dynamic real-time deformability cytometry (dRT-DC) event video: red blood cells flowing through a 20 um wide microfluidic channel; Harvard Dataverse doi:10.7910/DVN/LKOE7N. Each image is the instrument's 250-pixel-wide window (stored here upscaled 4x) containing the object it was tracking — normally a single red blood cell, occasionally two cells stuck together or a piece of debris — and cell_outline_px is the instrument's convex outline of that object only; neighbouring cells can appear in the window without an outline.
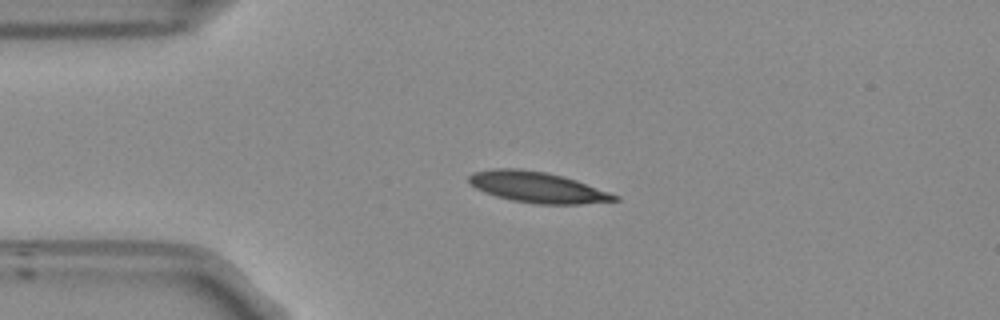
{"species": "Egyptian fruit bat (a non-hibernating species)", "species_latin": "Rousettus aegyptiacus", "temperature_condition": "room temperature", "stored_images_in_passage": 42, "camera_frame_rate_fps": 3000, "um_per_image_px": 0.085, "frame": {"image": 1, "passage_image": 1, "time_ms": 0.0, "image_size_px": [1000, 320], "cell_outline_px": [[620, 200], [580, 204], [536, 204], [512, 200], [496, 196], [484, 192], [476, 188], [468, 180], [468, 176], [472, 172], [492, 168], [520, 168], [544, 172], [564, 176], [576, 180], [620, 196]], "centroid_in_image_um": [45.67, 15.91], "position_along_channel_um": 39.3, "area_um2": 26.18}}
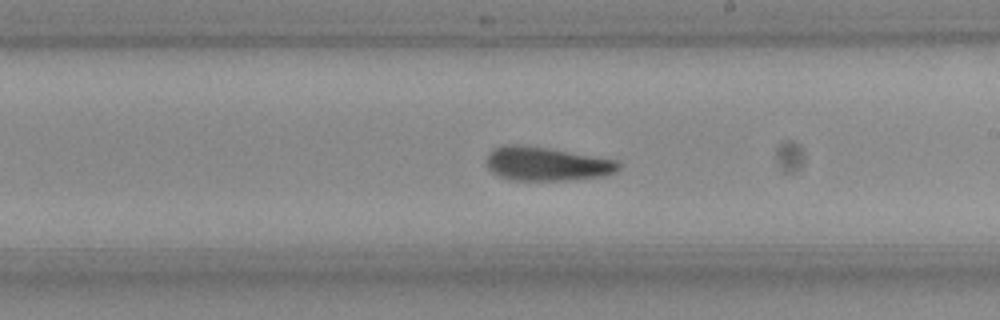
{"frame": {"image": 2, "passage_image": 19, "time_ms": 6.0, "image_size_px": [1000, 320], "cell_outline_px": [[620, 168], [616, 172], [604, 176], [568, 180], [508, 180], [492, 172], [488, 168], [488, 156], [492, 148], [512, 144], [544, 148], [616, 160], [620, 164]], "centroid_in_image_um": [46.46, 13.95], "position_along_channel_um": 242.5, "area_um2": 25.55}}
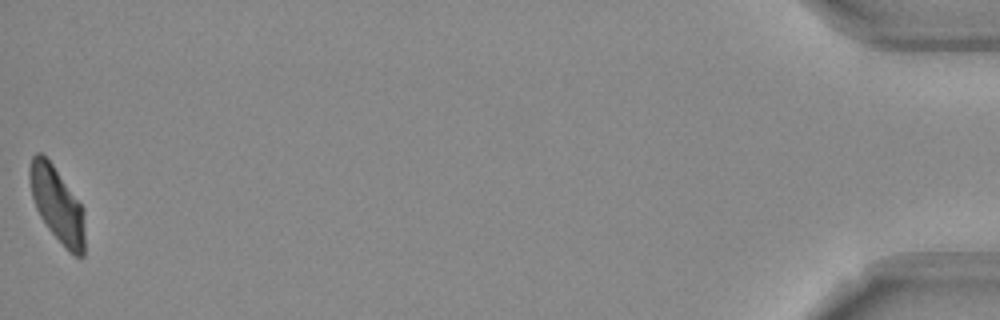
{"frame": {"image": 3, "passage_image": 42, "time_ms": 13.667, "image_size_px": [1000, 320], "cell_outline_px": [[84, 256], [76, 256], [68, 252], [48, 228], [40, 216], [36, 208], [32, 196], [28, 176], [28, 168], [32, 156], [36, 152], [40, 152], [52, 164], [84, 208]], "centroid_in_image_um": [4.85, 17.39], "position_along_channel_um": 430.4, "area_um2": 24.1}, "authors_computed_cell_mechanics": {"area_um2": 25.8655, "velocity_mm_per_s": 3.793, "shape_relaxation_time_tau1_ms": 4.1518, "shape_relaxation_time_tau2_ms": 1.5137, "deformation_change_tau1": 0.1374, "deformation_change_tau2": 0.0782}}